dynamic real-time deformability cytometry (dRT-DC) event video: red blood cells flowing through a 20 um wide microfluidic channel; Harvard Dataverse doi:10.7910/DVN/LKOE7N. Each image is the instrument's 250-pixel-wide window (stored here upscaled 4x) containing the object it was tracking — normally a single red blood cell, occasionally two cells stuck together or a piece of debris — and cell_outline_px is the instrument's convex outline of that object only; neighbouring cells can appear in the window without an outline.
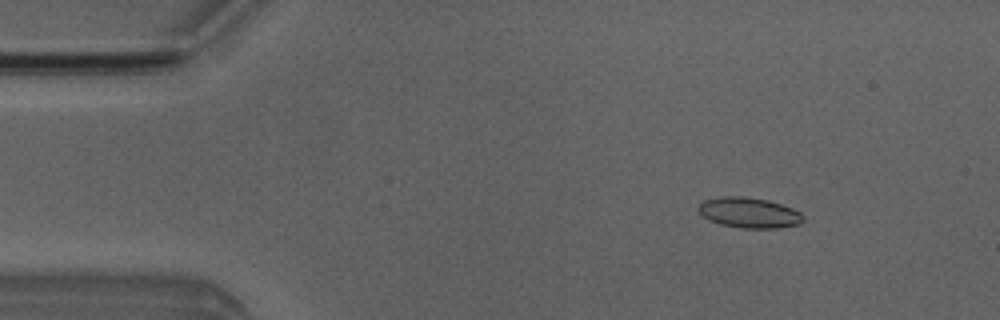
{"species": "Egyptian fruit bat (a non-hibernating species)", "species_latin": "Rousettus aegyptiacus", "temperature_condition": "room temperature", "stored_images_in_passage": 6, "camera_frame_rate_fps": 3000, "um_per_image_px": 0.085, "animal": {"sex": "male"}, "frame": {"image": 1, "passage_image": 2, "time_ms": 1.333, "image_size_px": [1000, 320], "cell_outline_px": [[804, 220], [800, 224], [776, 228], [740, 228], [720, 224], [708, 220], [696, 208], [704, 200], [720, 196], [744, 196], [768, 200], [792, 208], [800, 212], [804, 216]], "centroid_in_image_um": [63.67, 18.08], "position_along_channel_um": 21.3, "area_um2": 18.67}}